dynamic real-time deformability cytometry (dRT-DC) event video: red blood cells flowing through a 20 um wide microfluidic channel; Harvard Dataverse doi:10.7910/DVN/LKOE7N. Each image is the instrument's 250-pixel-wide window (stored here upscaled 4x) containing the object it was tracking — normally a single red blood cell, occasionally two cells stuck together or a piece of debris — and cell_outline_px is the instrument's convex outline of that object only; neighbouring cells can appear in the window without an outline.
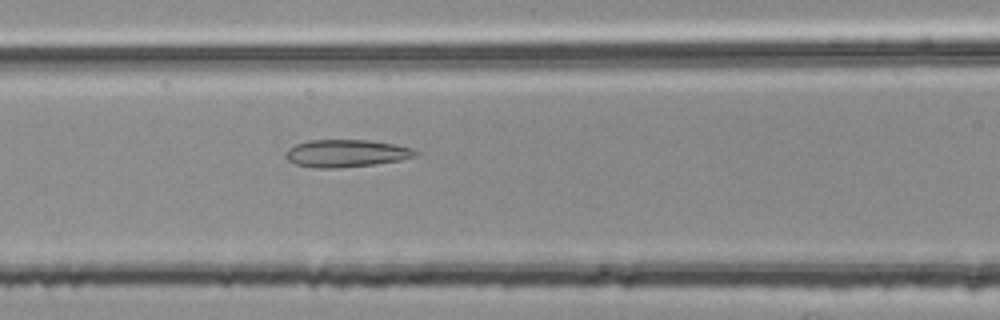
{"species": "common noctule bat (a hibernating species)", "species_latin": "Nyctalus noctula", "temperature_condition": "room temperature", "stored_images_in_passage": 39, "camera_frame_rate_fps": 3000, "um_per_image_px": 0.085, "animal": {"sex": "female", "body_mass_g": 25.1}, "frame": {"image": 1, "passage_image": 8, "time_ms": 2.333, "image_size_px": [1000, 320], "cell_outline_px": [[420, 152], [416, 156], [400, 160], [376, 164], [332, 168], [320, 168], [296, 164], [288, 160], [284, 156], [284, 152], [288, 148], [296, 144], [308, 140], [368, 140], [392, 144], [412, 148]], "centroid_in_image_um": [29.41, 13.03], "position_along_channel_um": 137.2, "area_um2": 20.69}}
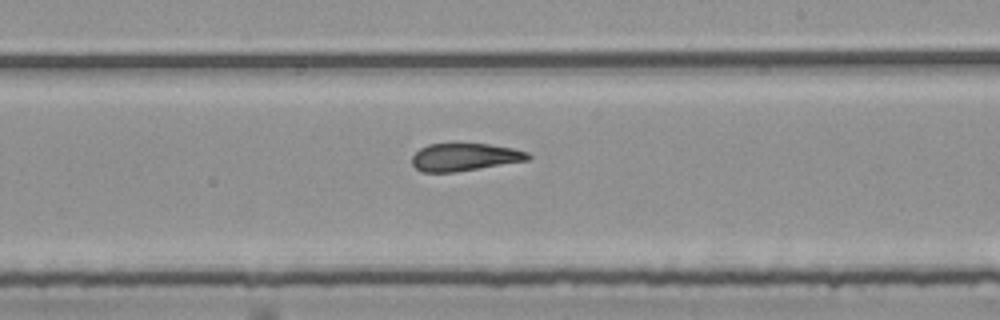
{"frame": {"image": 2, "passage_image": 17, "time_ms": 5.333, "image_size_px": [1000, 320], "cell_outline_px": [[532, 156], [528, 160], [456, 172], [424, 172], [416, 168], [412, 164], [412, 156], [420, 148], [428, 144], [488, 144], [512, 148], [528, 152]], "centroid_in_image_um": [39.49, 13.35], "position_along_channel_um": 249.5, "area_um2": 18.55}}
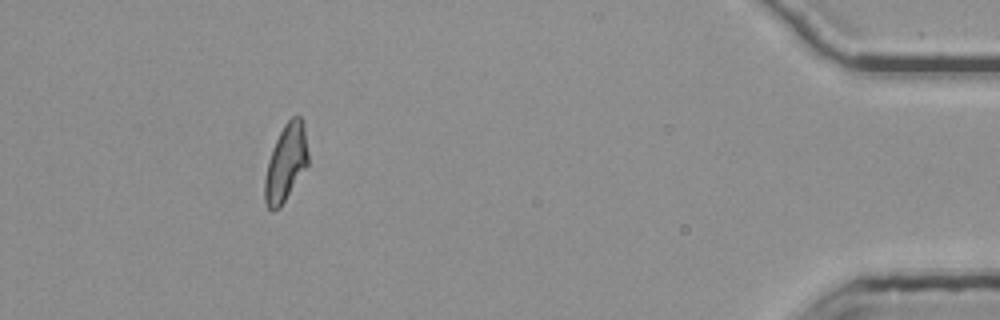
{"frame": {"image": 3, "passage_image": 35, "time_ms": 11.333, "image_size_px": [1000, 320], "cell_outline_px": [[308, 164], [280, 208], [272, 212], [268, 208], [264, 200], [264, 180], [268, 160], [276, 140], [284, 124], [292, 116], [300, 116], [304, 128], [308, 152]], "centroid_in_image_um": [24.28, 13.87], "position_along_channel_um": 410.9, "area_um2": 19.31}, "authors_computed_cell_mechanics": {"area_um2": 19.4786, "velocity_mm_per_s": 3.7567, "shape_relaxation_time_tau1_ms": null, "shape_relaxation_time_tau2_ms": 2.3467, "deformation_change_tau1": null, "deformation_change_tau2": 0.1182}}